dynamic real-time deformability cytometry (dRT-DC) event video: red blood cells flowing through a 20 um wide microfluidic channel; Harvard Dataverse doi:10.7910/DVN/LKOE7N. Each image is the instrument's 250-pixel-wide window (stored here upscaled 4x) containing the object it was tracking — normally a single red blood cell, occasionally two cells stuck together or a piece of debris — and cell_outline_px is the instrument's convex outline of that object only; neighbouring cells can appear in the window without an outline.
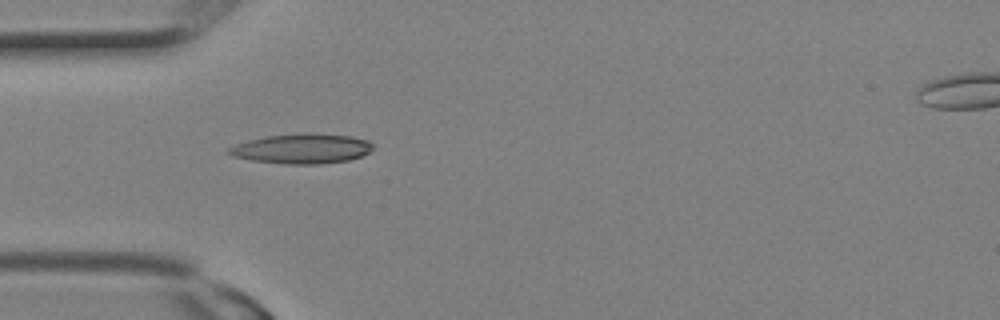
{"species": "Egyptian fruit bat (a non-hibernating species)", "species_latin": "Rousettus aegyptiacus", "temperature_condition": "room temperature", "stored_images_in_passage": 3, "camera_frame_rate_fps": 3000, "um_per_image_px": 0.085, "animal": {"sex": "female"}, "frame": {"image": 1, "passage_image": 2, "time_ms": 0.333, "image_size_px": [1000, 320], "cell_outline_px": [[372, 148], [368, 152], [360, 156], [348, 160], [320, 164], [288, 164], [252, 160], [232, 156], [224, 152], [228, 148], [236, 144], [248, 140], [268, 136], [308, 132], [312, 132], [352, 136], [368, 140], [372, 144]], "centroid_in_image_um": [25.64, 12.62], "position_along_channel_um": 59.4, "area_um2": 25.14}}